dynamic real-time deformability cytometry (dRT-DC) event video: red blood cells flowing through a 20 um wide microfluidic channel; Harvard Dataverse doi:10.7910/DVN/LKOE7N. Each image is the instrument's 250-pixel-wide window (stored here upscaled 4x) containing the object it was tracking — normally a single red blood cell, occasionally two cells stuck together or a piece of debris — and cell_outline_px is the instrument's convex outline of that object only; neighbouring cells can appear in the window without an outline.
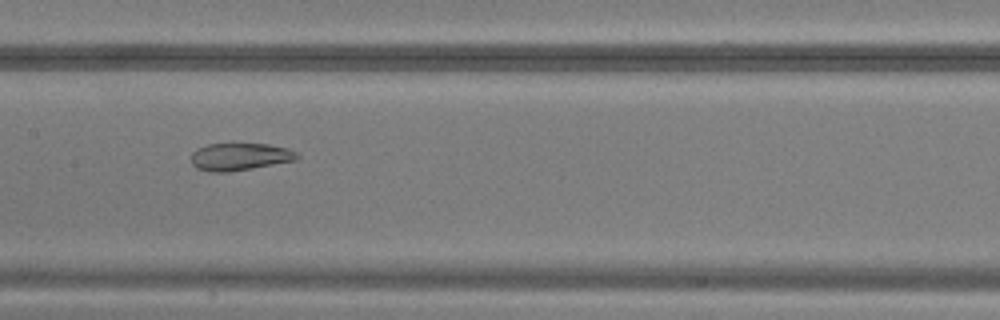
{"species": "common noctule bat (a hibernating species)", "species_latin": "Nyctalus noctula", "temperature_condition": "warm", "stored_images_in_passage": 34, "camera_frame_rate_fps": 3000, "um_per_image_px": 0.085, "animal": {"sex": "male", "body_mass_g": 20.5, "forearm_length_mm": 52.5}, "frame": {"image": 1, "passage_image": 10, "time_ms": 3.0, "image_size_px": [1000, 320], "cell_outline_px": [[300, 156], [296, 160], [252, 168], [228, 172], [208, 172], [196, 168], [192, 164], [192, 152], [196, 148], [208, 144], [268, 144], [288, 148], [296, 152]], "centroid_in_image_um": [20.37, 13.32], "position_along_channel_um": 187.0, "area_um2": 16.94}}
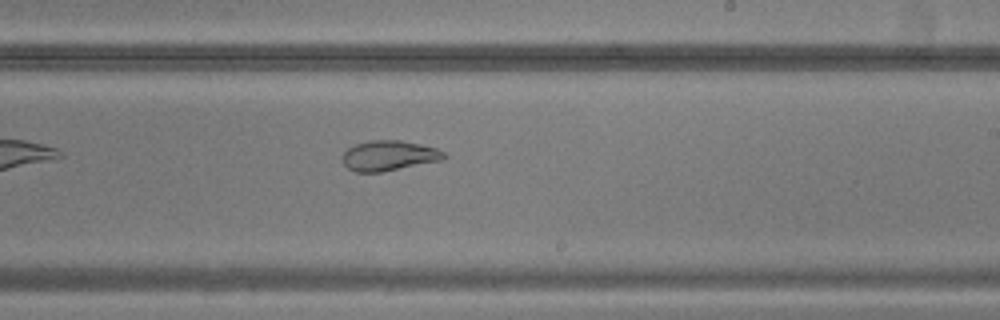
{"frame": {"image": 2, "passage_image": 15, "time_ms": 4.667, "image_size_px": [1000, 320], "cell_outline_px": [[448, 156], [444, 160], [380, 172], [356, 172], [348, 168], [344, 164], [344, 152], [348, 148], [356, 144], [372, 140], [400, 140], [420, 144], [436, 148], [444, 152]], "centroid_in_image_um": [33.1, 13.23], "position_along_channel_um": 255.9, "area_um2": 17.74}}